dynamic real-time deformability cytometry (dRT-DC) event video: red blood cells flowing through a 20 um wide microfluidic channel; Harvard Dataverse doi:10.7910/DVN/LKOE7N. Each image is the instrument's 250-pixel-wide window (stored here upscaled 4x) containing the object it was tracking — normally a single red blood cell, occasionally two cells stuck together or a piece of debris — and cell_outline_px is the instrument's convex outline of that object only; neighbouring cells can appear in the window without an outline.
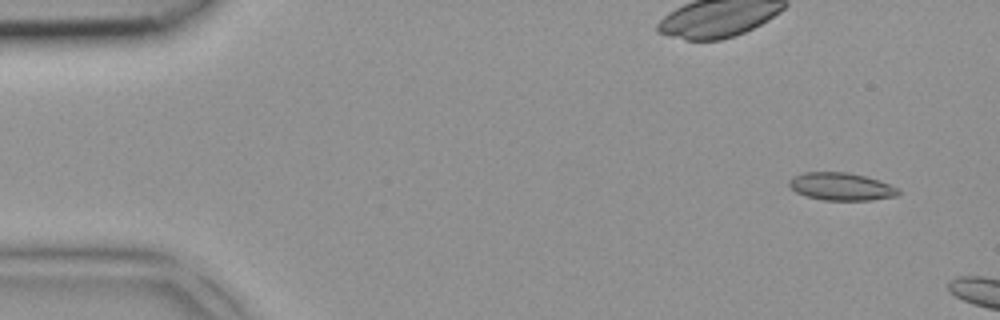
{"species": "common noctule bat (a hibernating species)", "species_latin": "Nyctalus noctula", "temperature_condition": "room temperature", "stored_images_in_passage": 2, "camera_frame_rate_fps": 3000, "um_per_image_px": 0.085, "animal": {"sex": "female", "body_mass_g": 18.4}, "frame": {"image": 1, "passage_image": 1, "time_ms": 0.0, "image_size_px": [1000, 320], "cell_outline_px": [[900, 192], [896, 196], [872, 200], [824, 200], [804, 196], [796, 192], [788, 184], [788, 180], [792, 176], [804, 172], [848, 172], [864, 176], [888, 184], [896, 188]], "centroid_in_image_um": [71.43, 15.86], "position_along_channel_um": 13.6, "area_um2": 17.51}}